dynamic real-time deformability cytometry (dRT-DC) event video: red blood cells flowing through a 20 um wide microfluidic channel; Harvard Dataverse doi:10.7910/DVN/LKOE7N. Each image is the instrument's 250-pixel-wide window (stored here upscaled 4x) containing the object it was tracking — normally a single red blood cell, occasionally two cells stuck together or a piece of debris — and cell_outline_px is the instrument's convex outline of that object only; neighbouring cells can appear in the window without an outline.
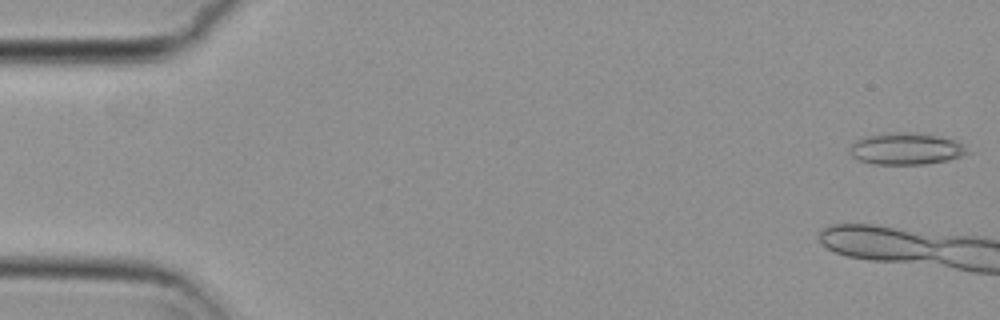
{"species": "common noctule bat (a hibernating species)", "species_latin": "Nyctalus noctula", "temperature_condition": "cold", "stored_images_in_passage": 4, "camera_frame_rate_fps": 3000, "um_per_image_px": 0.085, "animal": {"sex": "female", "body_mass_g": 29.2, "forearm_length_mm": 56.3}, "frame": {"image": 1, "passage_image": 1, "time_ms": 0.0, "image_size_px": [1000, 320], "cell_outline_px": [[968, 152], [960, 156], [948, 160], [924, 164], [876, 164], [860, 160], [852, 156], [852, 144], [856, 140], [868, 136], [892, 132], [916, 132], [956, 140], [964, 144]], "centroid_in_image_um": [77.05, 12.64], "position_along_channel_um": 7.9, "area_um2": 21.44}}